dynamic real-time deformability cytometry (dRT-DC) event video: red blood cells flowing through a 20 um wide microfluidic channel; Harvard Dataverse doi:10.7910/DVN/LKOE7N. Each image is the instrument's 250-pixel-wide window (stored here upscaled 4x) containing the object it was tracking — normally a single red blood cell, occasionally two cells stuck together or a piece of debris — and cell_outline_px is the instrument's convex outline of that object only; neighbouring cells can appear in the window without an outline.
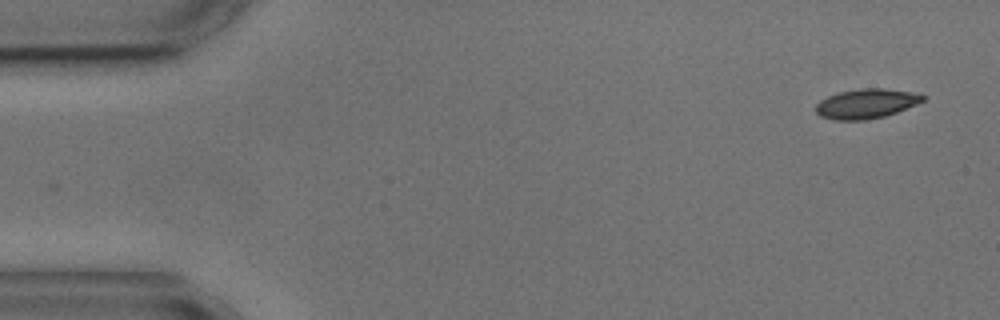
{"species": "common noctule bat (a hibernating species)", "species_latin": "Nyctalus noctula", "temperature_condition": "cold", "stored_images_in_passage": 4, "camera_frame_rate_fps": 3000, "um_per_image_px": 0.085, "animal": {"sex": "male", "body_mass_g": 17.9, "forearm_length_mm": 54.2}, "frame": {"image": 1, "passage_image": 1, "time_ms": 0.0, "image_size_px": [1000, 320], "cell_outline_px": [[924, 100], [916, 104], [896, 112], [884, 116], [864, 120], [836, 120], [820, 116], [816, 112], [816, 104], [820, 100], [836, 92], [860, 88], [884, 88], [908, 92], [924, 96]], "centroid_in_image_um": [73.56, 8.81], "position_along_channel_um": 11.4, "area_um2": 18.26}}